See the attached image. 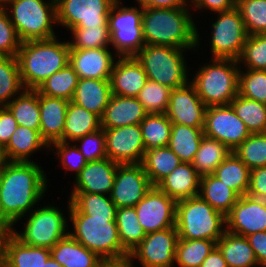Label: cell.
<instances>
[{
  "instance_id": "18",
  "label": "cell",
  "mask_w": 266,
  "mask_h": 267,
  "mask_svg": "<svg viewBox=\"0 0 266 267\" xmlns=\"http://www.w3.org/2000/svg\"><path fill=\"white\" fill-rule=\"evenodd\" d=\"M226 230L245 237L256 232L266 231V204L264 200L247 194L240 196L226 216Z\"/></svg>"
},
{
  "instance_id": "8",
  "label": "cell",
  "mask_w": 266,
  "mask_h": 267,
  "mask_svg": "<svg viewBox=\"0 0 266 267\" xmlns=\"http://www.w3.org/2000/svg\"><path fill=\"white\" fill-rule=\"evenodd\" d=\"M184 51L187 50L171 46L144 45L135 57L142 64L148 80L176 89L190 82Z\"/></svg>"
},
{
  "instance_id": "20",
  "label": "cell",
  "mask_w": 266,
  "mask_h": 267,
  "mask_svg": "<svg viewBox=\"0 0 266 267\" xmlns=\"http://www.w3.org/2000/svg\"><path fill=\"white\" fill-rule=\"evenodd\" d=\"M114 56L118 57L113 55L108 47L70 49L69 64L80 79L109 80L116 61Z\"/></svg>"
},
{
  "instance_id": "47",
  "label": "cell",
  "mask_w": 266,
  "mask_h": 267,
  "mask_svg": "<svg viewBox=\"0 0 266 267\" xmlns=\"http://www.w3.org/2000/svg\"><path fill=\"white\" fill-rule=\"evenodd\" d=\"M72 39L68 41L70 49L102 48L111 45L109 26L74 27L70 29Z\"/></svg>"
},
{
  "instance_id": "12",
  "label": "cell",
  "mask_w": 266,
  "mask_h": 267,
  "mask_svg": "<svg viewBox=\"0 0 266 267\" xmlns=\"http://www.w3.org/2000/svg\"><path fill=\"white\" fill-rule=\"evenodd\" d=\"M117 0H56L57 24L74 27L109 26V11Z\"/></svg>"
},
{
  "instance_id": "43",
  "label": "cell",
  "mask_w": 266,
  "mask_h": 267,
  "mask_svg": "<svg viewBox=\"0 0 266 267\" xmlns=\"http://www.w3.org/2000/svg\"><path fill=\"white\" fill-rule=\"evenodd\" d=\"M22 90L25 88L16 56H0V107L6 106Z\"/></svg>"
},
{
  "instance_id": "58",
  "label": "cell",
  "mask_w": 266,
  "mask_h": 267,
  "mask_svg": "<svg viewBox=\"0 0 266 267\" xmlns=\"http://www.w3.org/2000/svg\"><path fill=\"white\" fill-rule=\"evenodd\" d=\"M189 0H137L139 6L144 8H182Z\"/></svg>"
},
{
  "instance_id": "21",
  "label": "cell",
  "mask_w": 266,
  "mask_h": 267,
  "mask_svg": "<svg viewBox=\"0 0 266 267\" xmlns=\"http://www.w3.org/2000/svg\"><path fill=\"white\" fill-rule=\"evenodd\" d=\"M119 165L108 157L87 162L86 166L75 177L76 181L72 192L110 195Z\"/></svg>"
},
{
  "instance_id": "13",
  "label": "cell",
  "mask_w": 266,
  "mask_h": 267,
  "mask_svg": "<svg viewBox=\"0 0 266 267\" xmlns=\"http://www.w3.org/2000/svg\"><path fill=\"white\" fill-rule=\"evenodd\" d=\"M178 239L176 227L148 233L128 258H137L142 267H173Z\"/></svg>"
},
{
  "instance_id": "64",
  "label": "cell",
  "mask_w": 266,
  "mask_h": 267,
  "mask_svg": "<svg viewBox=\"0 0 266 267\" xmlns=\"http://www.w3.org/2000/svg\"><path fill=\"white\" fill-rule=\"evenodd\" d=\"M42 267H63L60 265L56 260H54L52 257H50L45 264H43Z\"/></svg>"
},
{
  "instance_id": "60",
  "label": "cell",
  "mask_w": 266,
  "mask_h": 267,
  "mask_svg": "<svg viewBox=\"0 0 266 267\" xmlns=\"http://www.w3.org/2000/svg\"><path fill=\"white\" fill-rule=\"evenodd\" d=\"M15 230H0V267L7 264V246Z\"/></svg>"
},
{
  "instance_id": "1",
  "label": "cell",
  "mask_w": 266,
  "mask_h": 267,
  "mask_svg": "<svg viewBox=\"0 0 266 267\" xmlns=\"http://www.w3.org/2000/svg\"><path fill=\"white\" fill-rule=\"evenodd\" d=\"M45 171L34 161H10L0 173V199L14 223L31 212L47 190Z\"/></svg>"
},
{
  "instance_id": "7",
  "label": "cell",
  "mask_w": 266,
  "mask_h": 267,
  "mask_svg": "<svg viewBox=\"0 0 266 267\" xmlns=\"http://www.w3.org/2000/svg\"><path fill=\"white\" fill-rule=\"evenodd\" d=\"M8 5L12 12L7 13L22 42L56 37L52 28L57 23L56 0H8L6 10Z\"/></svg>"
},
{
  "instance_id": "57",
  "label": "cell",
  "mask_w": 266,
  "mask_h": 267,
  "mask_svg": "<svg viewBox=\"0 0 266 267\" xmlns=\"http://www.w3.org/2000/svg\"><path fill=\"white\" fill-rule=\"evenodd\" d=\"M196 9L207 8L215 13L226 12L236 7L235 0H190Z\"/></svg>"
},
{
  "instance_id": "56",
  "label": "cell",
  "mask_w": 266,
  "mask_h": 267,
  "mask_svg": "<svg viewBox=\"0 0 266 267\" xmlns=\"http://www.w3.org/2000/svg\"><path fill=\"white\" fill-rule=\"evenodd\" d=\"M250 246L254 250L258 266L266 265V231L256 232L247 236Z\"/></svg>"
},
{
  "instance_id": "63",
  "label": "cell",
  "mask_w": 266,
  "mask_h": 267,
  "mask_svg": "<svg viewBox=\"0 0 266 267\" xmlns=\"http://www.w3.org/2000/svg\"><path fill=\"white\" fill-rule=\"evenodd\" d=\"M9 162L10 161L8 160L5 147L0 144V173L4 170Z\"/></svg>"
},
{
  "instance_id": "31",
  "label": "cell",
  "mask_w": 266,
  "mask_h": 267,
  "mask_svg": "<svg viewBox=\"0 0 266 267\" xmlns=\"http://www.w3.org/2000/svg\"><path fill=\"white\" fill-rule=\"evenodd\" d=\"M180 163L179 157L165 146L146 150L141 165L152 186H157Z\"/></svg>"
},
{
  "instance_id": "37",
  "label": "cell",
  "mask_w": 266,
  "mask_h": 267,
  "mask_svg": "<svg viewBox=\"0 0 266 267\" xmlns=\"http://www.w3.org/2000/svg\"><path fill=\"white\" fill-rule=\"evenodd\" d=\"M231 152L225 144L204 135L192 165L201 177L211 175Z\"/></svg>"
},
{
  "instance_id": "10",
  "label": "cell",
  "mask_w": 266,
  "mask_h": 267,
  "mask_svg": "<svg viewBox=\"0 0 266 267\" xmlns=\"http://www.w3.org/2000/svg\"><path fill=\"white\" fill-rule=\"evenodd\" d=\"M61 209L46 205L31 210L23 232L14 231V235L24 244L51 249L59 240L68 235V225Z\"/></svg>"
},
{
  "instance_id": "40",
  "label": "cell",
  "mask_w": 266,
  "mask_h": 267,
  "mask_svg": "<svg viewBox=\"0 0 266 267\" xmlns=\"http://www.w3.org/2000/svg\"><path fill=\"white\" fill-rule=\"evenodd\" d=\"M79 79L74 68L68 64L43 81L36 90L48 97L62 98L70 101L73 98Z\"/></svg>"
},
{
  "instance_id": "51",
  "label": "cell",
  "mask_w": 266,
  "mask_h": 267,
  "mask_svg": "<svg viewBox=\"0 0 266 267\" xmlns=\"http://www.w3.org/2000/svg\"><path fill=\"white\" fill-rule=\"evenodd\" d=\"M22 41L6 9H0V56H16Z\"/></svg>"
},
{
  "instance_id": "36",
  "label": "cell",
  "mask_w": 266,
  "mask_h": 267,
  "mask_svg": "<svg viewBox=\"0 0 266 267\" xmlns=\"http://www.w3.org/2000/svg\"><path fill=\"white\" fill-rule=\"evenodd\" d=\"M251 170L231 152L213 173L222 183L233 189L239 196L247 194Z\"/></svg>"
},
{
  "instance_id": "29",
  "label": "cell",
  "mask_w": 266,
  "mask_h": 267,
  "mask_svg": "<svg viewBox=\"0 0 266 267\" xmlns=\"http://www.w3.org/2000/svg\"><path fill=\"white\" fill-rule=\"evenodd\" d=\"M228 267H253L258 262L254 250L245 236L224 232L223 236L216 242Z\"/></svg>"
},
{
  "instance_id": "33",
  "label": "cell",
  "mask_w": 266,
  "mask_h": 267,
  "mask_svg": "<svg viewBox=\"0 0 266 267\" xmlns=\"http://www.w3.org/2000/svg\"><path fill=\"white\" fill-rule=\"evenodd\" d=\"M199 195L225 217L240 197L213 174L201 177Z\"/></svg>"
},
{
  "instance_id": "61",
  "label": "cell",
  "mask_w": 266,
  "mask_h": 267,
  "mask_svg": "<svg viewBox=\"0 0 266 267\" xmlns=\"http://www.w3.org/2000/svg\"><path fill=\"white\" fill-rule=\"evenodd\" d=\"M99 267H134L129 258L103 261Z\"/></svg>"
},
{
  "instance_id": "17",
  "label": "cell",
  "mask_w": 266,
  "mask_h": 267,
  "mask_svg": "<svg viewBox=\"0 0 266 267\" xmlns=\"http://www.w3.org/2000/svg\"><path fill=\"white\" fill-rule=\"evenodd\" d=\"M151 187L152 184L141 164H120L110 198L117 208L134 207Z\"/></svg>"
},
{
  "instance_id": "35",
  "label": "cell",
  "mask_w": 266,
  "mask_h": 267,
  "mask_svg": "<svg viewBox=\"0 0 266 267\" xmlns=\"http://www.w3.org/2000/svg\"><path fill=\"white\" fill-rule=\"evenodd\" d=\"M6 107L13 114L18 126L40 130L39 92L36 89L23 90Z\"/></svg>"
},
{
  "instance_id": "44",
  "label": "cell",
  "mask_w": 266,
  "mask_h": 267,
  "mask_svg": "<svg viewBox=\"0 0 266 267\" xmlns=\"http://www.w3.org/2000/svg\"><path fill=\"white\" fill-rule=\"evenodd\" d=\"M215 246L216 242L208 239H178L175 263L179 267H201Z\"/></svg>"
},
{
  "instance_id": "53",
  "label": "cell",
  "mask_w": 266,
  "mask_h": 267,
  "mask_svg": "<svg viewBox=\"0 0 266 267\" xmlns=\"http://www.w3.org/2000/svg\"><path fill=\"white\" fill-rule=\"evenodd\" d=\"M72 146L71 142H63V141H57L53 142L50 145L56 148V157H59L61 159L62 168L66 170H74L75 177L81 172V170L86 166L87 161L84 158V155L79 151V149L76 146V142Z\"/></svg>"
},
{
  "instance_id": "38",
  "label": "cell",
  "mask_w": 266,
  "mask_h": 267,
  "mask_svg": "<svg viewBox=\"0 0 266 267\" xmlns=\"http://www.w3.org/2000/svg\"><path fill=\"white\" fill-rule=\"evenodd\" d=\"M50 257V249L29 246L13 235L7 246L6 267H42Z\"/></svg>"
},
{
  "instance_id": "59",
  "label": "cell",
  "mask_w": 266,
  "mask_h": 267,
  "mask_svg": "<svg viewBox=\"0 0 266 267\" xmlns=\"http://www.w3.org/2000/svg\"><path fill=\"white\" fill-rule=\"evenodd\" d=\"M201 267H228V265L219 248L215 246L202 262Z\"/></svg>"
},
{
  "instance_id": "27",
  "label": "cell",
  "mask_w": 266,
  "mask_h": 267,
  "mask_svg": "<svg viewBox=\"0 0 266 267\" xmlns=\"http://www.w3.org/2000/svg\"><path fill=\"white\" fill-rule=\"evenodd\" d=\"M50 255L63 267H99L104 261L69 234L50 249Z\"/></svg>"
},
{
  "instance_id": "32",
  "label": "cell",
  "mask_w": 266,
  "mask_h": 267,
  "mask_svg": "<svg viewBox=\"0 0 266 267\" xmlns=\"http://www.w3.org/2000/svg\"><path fill=\"white\" fill-rule=\"evenodd\" d=\"M50 147L42 138L40 130H32L24 126H18L5 147L9 161H33L29 158L35 151Z\"/></svg>"
},
{
  "instance_id": "62",
  "label": "cell",
  "mask_w": 266,
  "mask_h": 267,
  "mask_svg": "<svg viewBox=\"0 0 266 267\" xmlns=\"http://www.w3.org/2000/svg\"><path fill=\"white\" fill-rule=\"evenodd\" d=\"M14 223L6 216L0 199V230H14Z\"/></svg>"
},
{
  "instance_id": "3",
  "label": "cell",
  "mask_w": 266,
  "mask_h": 267,
  "mask_svg": "<svg viewBox=\"0 0 266 267\" xmlns=\"http://www.w3.org/2000/svg\"><path fill=\"white\" fill-rule=\"evenodd\" d=\"M25 89H37L53 73L69 64L70 46L57 36L50 39L24 41L16 55Z\"/></svg>"
},
{
  "instance_id": "24",
  "label": "cell",
  "mask_w": 266,
  "mask_h": 267,
  "mask_svg": "<svg viewBox=\"0 0 266 267\" xmlns=\"http://www.w3.org/2000/svg\"><path fill=\"white\" fill-rule=\"evenodd\" d=\"M68 103V100L39 93L40 134L49 146L63 141Z\"/></svg>"
},
{
  "instance_id": "14",
  "label": "cell",
  "mask_w": 266,
  "mask_h": 267,
  "mask_svg": "<svg viewBox=\"0 0 266 267\" xmlns=\"http://www.w3.org/2000/svg\"><path fill=\"white\" fill-rule=\"evenodd\" d=\"M203 132L232 152L251 134L230 104L207 107Z\"/></svg>"
},
{
  "instance_id": "4",
  "label": "cell",
  "mask_w": 266,
  "mask_h": 267,
  "mask_svg": "<svg viewBox=\"0 0 266 267\" xmlns=\"http://www.w3.org/2000/svg\"><path fill=\"white\" fill-rule=\"evenodd\" d=\"M226 217L200 195L177 201L175 227L179 239L217 242L226 231Z\"/></svg>"
},
{
  "instance_id": "26",
  "label": "cell",
  "mask_w": 266,
  "mask_h": 267,
  "mask_svg": "<svg viewBox=\"0 0 266 267\" xmlns=\"http://www.w3.org/2000/svg\"><path fill=\"white\" fill-rule=\"evenodd\" d=\"M112 96L110 80L79 79L72 102L102 117Z\"/></svg>"
},
{
  "instance_id": "39",
  "label": "cell",
  "mask_w": 266,
  "mask_h": 267,
  "mask_svg": "<svg viewBox=\"0 0 266 267\" xmlns=\"http://www.w3.org/2000/svg\"><path fill=\"white\" fill-rule=\"evenodd\" d=\"M116 226L122 247L130 253L147 235L139 224L135 207L117 208Z\"/></svg>"
},
{
  "instance_id": "52",
  "label": "cell",
  "mask_w": 266,
  "mask_h": 267,
  "mask_svg": "<svg viewBox=\"0 0 266 267\" xmlns=\"http://www.w3.org/2000/svg\"><path fill=\"white\" fill-rule=\"evenodd\" d=\"M77 143L81 142L80 147L76 145L79 151L84 155L87 162L97 161L107 158L105 150V134L104 129L84 135L75 140Z\"/></svg>"
},
{
  "instance_id": "11",
  "label": "cell",
  "mask_w": 266,
  "mask_h": 267,
  "mask_svg": "<svg viewBox=\"0 0 266 267\" xmlns=\"http://www.w3.org/2000/svg\"><path fill=\"white\" fill-rule=\"evenodd\" d=\"M217 20L212 23V59H232L238 61L248 37L239 10L218 12Z\"/></svg>"
},
{
  "instance_id": "45",
  "label": "cell",
  "mask_w": 266,
  "mask_h": 267,
  "mask_svg": "<svg viewBox=\"0 0 266 267\" xmlns=\"http://www.w3.org/2000/svg\"><path fill=\"white\" fill-rule=\"evenodd\" d=\"M233 152L250 170L266 166V133H251Z\"/></svg>"
},
{
  "instance_id": "28",
  "label": "cell",
  "mask_w": 266,
  "mask_h": 267,
  "mask_svg": "<svg viewBox=\"0 0 266 267\" xmlns=\"http://www.w3.org/2000/svg\"><path fill=\"white\" fill-rule=\"evenodd\" d=\"M68 204L70 214H85L93 218H116L117 207L110 195L71 192Z\"/></svg>"
},
{
  "instance_id": "30",
  "label": "cell",
  "mask_w": 266,
  "mask_h": 267,
  "mask_svg": "<svg viewBox=\"0 0 266 267\" xmlns=\"http://www.w3.org/2000/svg\"><path fill=\"white\" fill-rule=\"evenodd\" d=\"M101 128V118L71 100L68 103L63 132V142H75L86 134Z\"/></svg>"
},
{
  "instance_id": "19",
  "label": "cell",
  "mask_w": 266,
  "mask_h": 267,
  "mask_svg": "<svg viewBox=\"0 0 266 267\" xmlns=\"http://www.w3.org/2000/svg\"><path fill=\"white\" fill-rule=\"evenodd\" d=\"M206 109L207 106L189 82L183 87L172 89L165 114L172 124L204 127Z\"/></svg>"
},
{
  "instance_id": "65",
  "label": "cell",
  "mask_w": 266,
  "mask_h": 267,
  "mask_svg": "<svg viewBox=\"0 0 266 267\" xmlns=\"http://www.w3.org/2000/svg\"><path fill=\"white\" fill-rule=\"evenodd\" d=\"M8 0H0V9H5L7 7Z\"/></svg>"
},
{
  "instance_id": "22",
  "label": "cell",
  "mask_w": 266,
  "mask_h": 267,
  "mask_svg": "<svg viewBox=\"0 0 266 267\" xmlns=\"http://www.w3.org/2000/svg\"><path fill=\"white\" fill-rule=\"evenodd\" d=\"M118 58L109 79L111 92L116 96L137 97L148 80L144 68L135 56Z\"/></svg>"
},
{
  "instance_id": "23",
  "label": "cell",
  "mask_w": 266,
  "mask_h": 267,
  "mask_svg": "<svg viewBox=\"0 0 266 267\" xmlns=\"http://www.w3.org/2000/svg\"><path fill=\"white\" fill-rule=\"evenodd\" d=\"M148 113L137 97L111 96L101 117V128L112 129L139 125Z\"/></svg>"
},
{
  "instance_id": "41",
  "label": "cell",
  "mask_w": 266,
  "mask_h": 267,
  "mask_svg": "<svg viewBox=\"0 0 266 267\" xmlns=\"http://www.w3.org/2000/svg\"><path fill=\"white\" fill-rule=\"evenodd\" d=\"M139 125L145 150L168 146L172 122L165 113L147 114Z\"/></svg>"
},
{
  "instance_id": "25",
  "label": "cell",
  "mask_w": 266,
  "mask_h": 267,
  "mask_svg": "<svg viewBox=\"0 0 266 267\" xmlns=\"http://www.w3.org/2000/svg\"><path fill=\"white\" fill-rule=\"evenodd\" d=\"M200 179L192 163L181 162L157 187L177 202L199 195Z\"/></svg>"
},
{
  "instance_id": "50",
  "label": "cell",
  "mask_w": 266,
  "mask_h": 267,
  "mask_svg": "<svg viewBox=\"0 0 266 267\" xmlns=\"http://www.w3.org/2000/svg\"><path fill=\"white\" fill-rule=\"evenodd\" d=\"M238 62L246 69L266 71V34L248 35Z\"/></svg>"
},
{
  "instance_id": "54",
  "label": "cell",
  "mask_w": 266,
  "mask_h": 267,
  "mask_svg": "<svg viewBox=\"0 0 266 267\" xmlns=\"http://www.w3.org/2000/svg\"><path fill=\"white\" fill-rule=\"evenodd\" d=\"M247 195L261 200L266 198V166L251 170Z\"/></svg>"
},
{
  "instance_id": "46",
  "label": "cell",
  "mask_w": 266,
  "mask_h": 267,
  "mask_svg": "<svg viewBox=\"0 0 266 267\" xmlns=\"http://www.w3.org/2000/svg\"><path fill=\"white\" fill-rule=\"evenodd\" d=\"M236 8L248 35L266 34V0H238Z\"/></svg>"
},
{
  "instance_id": "42",
  "label": "cell",
  "mask_w": 266,
  "mask_h": 267,
  "mask_svg": "<svg viewBox=\"0 0 266 267\" xmlns=\"http://www.w3.org/2000/svg\"><path fill=\"white\" fill-rule=\"evenodd\" d=\"M230 105L250 133H266V104L237 94Z\"/></svg>"
},
{
  "instance_id": "15",
  "label": "cell",
  "mask_w": 266,
  "mask_h": 267,
  "mask_svg": "<svg viewBox=\"0 0 266 267\" xmlns=\"http://www.w3.org/2000/svg\"><path fill=\"white\" fill-rule=\"evenodd\" d=\"M176 203L157 186L151 187L134 206L146 234L175 227Z\"/></svg>"
},
{
  "instance_id": "49",
  "label": "cell",
  "mask_w": 266,
  "mask_h": 267,
  "mask_svg": "<svg viewBox=\"0 0 266 267\" xmlns=\"http://www.w3.org/2000/svg\"><path fill=\"white\" fill-rule=\"evenodd\" d=\"M239 71L238 94L266 104V71L247 69Z\"/></svg>"
},
{
  "instance_id": "34",
  "label": "cell",
  "mask_w": 266,
  "mask_h": 267,
  "mask_svg": "<svg viewBox=\"0 0 266 267\" xmlns=\"http://www.w3.org/2000/svg\"><path fill=\"white\" fill-rule=\"evenodd\" d=\"M204 127L172 124L168 147L181 162L192 163L204 136Z\"/></svg>"
},
{
  "instance_id": "55",
  "label": "cell",
  "mask_w": 266,
  "mask_h": 267,
  "mask_svg": "<svg viewBox=\"0 0 266 267\" xmlns=\"http://www.w3.org/2000/svg\"><path fill=\"white\" fill-rule=\"evenodd\" d=\"M18 124L11 111L6 107H0V144L7 146Z\"/></svg>"
},
{
  "instance_id": "2",
  "label": "cell",
  "mask_w": 266,
  "mask_h": 267,
  "mask_svg": "<svg viewBox=\"0 0 266 267\" xmlns=\"http://www.w3.org/2000/svg\"><path fill=\"white\" fill-rule=\"evenodd\" d=\"M188 5L182 8H144L142 35L145 45L191 50L200 43Z\"/></svg>"
},
{
  "instance_id": "48",
  "label": "cell",
  "mask_w": 266,
  "mask_h": 267,
  "mask_svg": "<svg viewBox=\"0 0 266 267\" xmlns=\"http://www.w3.org/2000/svg\"><path fill=\"white\" fill-rule=\"evenodd\" d=\"M171 91L170 87L147 80L137 95V99L148 114L165 113L168 108Z\"/></svg>"
},
{
  "instance_id": "6",
  "label": "cell",
  "mask_w": 266,
  "mask_h": 267,
  "mask_svg": "<svg viewBox=\"0 0 266 267\" xmlns=\"http://www.w3.org/2000/svg\"><path fill=\"white\" fill-rule=\"evenodd\" d=\"M73 232L69 235L102 260H121L129 253L122 247L115 218H93L85 214H69Z\"/></svg>"
},
{
  "instance_id": "9",
  "label": "cell",
  "mask_w": 266,
  "mask_h": 267,
  "mask_svg": "<svg viewBox=\"0 0 266 267\" xmlns=\"http://www.w3.org/2000/svg\"><path fill=\"white\" fill-rule=\"evenodd\" d=\"M120 2L117 0L109 11L110 42L118 57L135 56L145 45L142 35L143 8L123 7Z\"/></svg>"
},
{
  "instance_id": "16",
  "label": "cell",
  "mask_w": 266,
  "mask_h": 267,
  "mask_svg": "<svg viewBox=\"0 0 266 267\" xmlns=\"http://www.w3.org/2000/svg\"><path fill=\"white\" fill-rule=\"evenodd\" d=\"M107 157L119 164H141L145 147L140 125L104 129Z\"/></svg>"
},
{
  "instance_id": "5",
  "label": "cell",
  "mask_w": 266,
  "mask_h": 267,
  "mask_svg": "<svg viewBox=\"0 0 266 267\" xmlns=\"http://www.w3.org/2000/svg\"><path fill=\"white\" fill-rule=\"evenodd\" d=\"M210 63L199 68L190 83L207 107L229 105L238 94L241 65L232 59H212Z\"/></svg>"
}]
</instances>
